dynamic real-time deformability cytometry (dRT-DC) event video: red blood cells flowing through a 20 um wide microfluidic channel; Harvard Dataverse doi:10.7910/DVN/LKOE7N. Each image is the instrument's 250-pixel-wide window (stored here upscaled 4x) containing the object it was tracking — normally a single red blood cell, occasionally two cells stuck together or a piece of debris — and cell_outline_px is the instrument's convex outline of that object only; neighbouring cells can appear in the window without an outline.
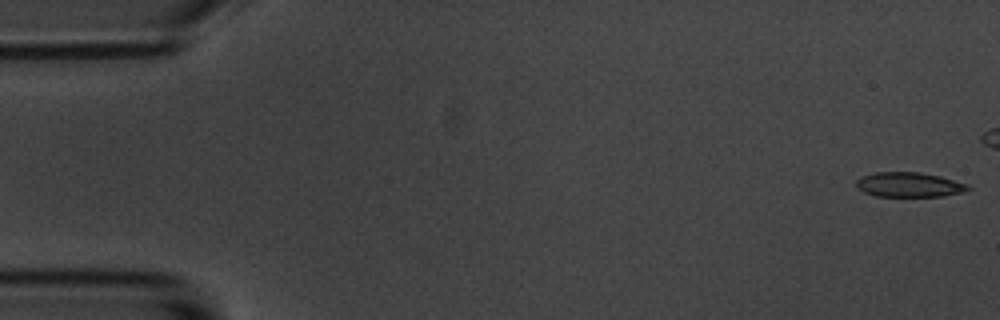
{"species": "common noctule bat (a hibernating species)", "species_latin": "Nyctalus noctula", "temperature_condition": "room temperature", "stored_images_in_passage": 7, "camera_frame_rate_fps": 3000, "um_per_image_px": 0.085, "animal": {"sex": "male", "body_mass_g": 20.1, "forearm_length_mm": 53.5}, "frame": {"image": 1, "passage_image": 1, "time_ms": 0.0, "image_size_px": [1000, 320], "cell_outline_px": [[972, 188], [964, 192], [944, 196], [876, 196], [864, 192], [856, 188], [856, 180], [860, 176], [876, 172], [920, 172], [940, 176], [968, 184]], "centroid_in_image_um": [77.27, 15.69], "position_along_channel_um": 7.7, "area_um2": 16.24}}